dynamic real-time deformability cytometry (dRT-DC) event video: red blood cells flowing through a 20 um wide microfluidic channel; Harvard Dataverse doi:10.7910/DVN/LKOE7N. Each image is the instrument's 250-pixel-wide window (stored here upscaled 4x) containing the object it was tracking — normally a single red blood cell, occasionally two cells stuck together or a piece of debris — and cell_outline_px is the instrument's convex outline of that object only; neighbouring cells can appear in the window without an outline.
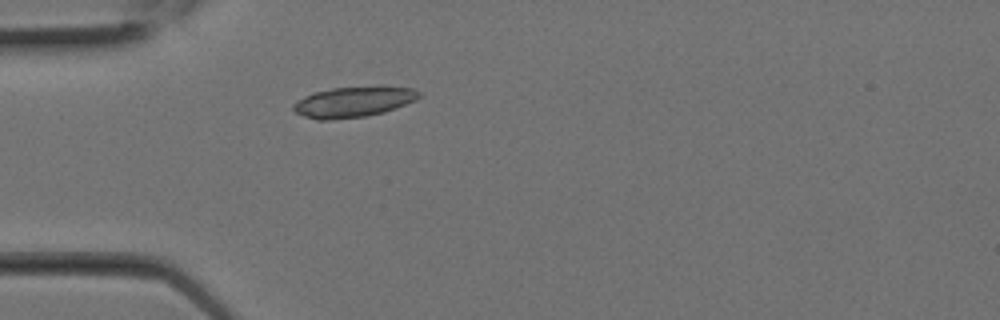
{"species": "Egyptian fruit bat (a non-hibernating species)", "species_latin": "Rousettus aegyptiacus", "temperature_condition": "room temperature", "stored_images_in_passage": 2, "camera_frame_rate_fps": 3000, "um_per_image_px": 0.085, "animal": {"sex": "female"}, "frame": {"image": 1, "passage_image": 2, "time_ms": 0.333, "image_size_px": [1000, 320], "cell_outline_px": [[420, 96], [416, 100], [396, 108], [384, 112], [364, 116], [332, 120], [316, 120], [304, 116], [296, 112], [292, 108], [292, 104], [304, 96], [312, 92], [332, 88], [380, 84], [412, 88], [420, 92]], "centroid_in_image_um": [30.06, 8.62], "position_along_channel_um": 54.9, "area_um2": 23.0}}